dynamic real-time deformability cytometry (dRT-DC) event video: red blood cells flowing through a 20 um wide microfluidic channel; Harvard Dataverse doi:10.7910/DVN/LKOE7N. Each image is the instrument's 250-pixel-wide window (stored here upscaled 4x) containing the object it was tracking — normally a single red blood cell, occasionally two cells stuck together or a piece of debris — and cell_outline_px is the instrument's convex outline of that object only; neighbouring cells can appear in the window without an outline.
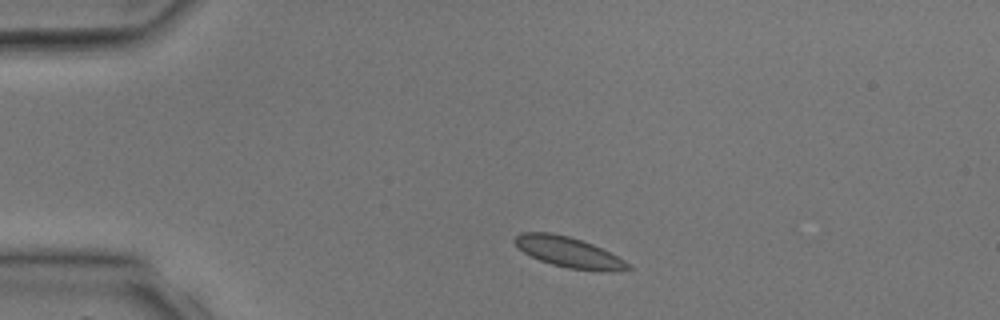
{"species": "common noctule bat (a hibernating species)", "species_latin": "Nyctalus noctula", "temperature_condition": "room temperature", "stored_images_in_passage": 2, "camera_frame_rate_fps": 3000, "um_per_image_px": 0.085, "animal": {"sex": "male", "body_mass_g": 17.9, "forearm_length_mm": 54.2}, "frame": {"image": 1, "passage_image": 1, "time_ms": 0.0, "image_size_px": [1000, 320], "cell_outline_px": [[632, 268], [620, 272], [600, 272], [568, 268], [552, 264], [540, 260], [524, 252], [512, 240], [520, 232], [552, 232], [568, 236], [592, 244], [624, 260]], "centroid_in_image_um": [48.36, 21.45], "position_along_channel_um": 36.6, "area_um2": 20.06}}